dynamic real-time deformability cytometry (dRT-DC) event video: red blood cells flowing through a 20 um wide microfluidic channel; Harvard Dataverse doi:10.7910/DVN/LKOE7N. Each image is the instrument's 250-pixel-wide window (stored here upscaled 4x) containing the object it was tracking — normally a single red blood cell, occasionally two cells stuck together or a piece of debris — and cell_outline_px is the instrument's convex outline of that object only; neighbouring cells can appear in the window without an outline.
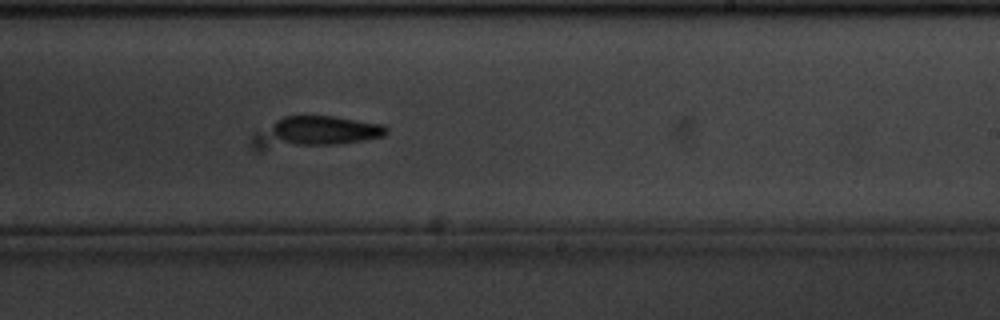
{"species": "common noctule bat (a hibernating species)", "species_latin": "Nyctalus noctula", "temperature_condition": "cold", "stored_images_in_passage": 10, "camera_frame_rate_fps": 3000, "um_per_image_px": 0.085, "animal": {"sex": "male", "body_mass_g": 20.1, "forearm_length_mm": 53.5}, "frame": {"image": 1, "passage_image": 10, "time_ms": 3.0, "image_size_px": [1000, 320], "cell_outline_px": [[388, 132], [384, 136], [364, 140], [336, 144], [260, 152], [256, 152], [248, 144], [248, 136], [252, 132], [284, 116], [332, 116], [384, 124], [388, 128]], "centroid_in_image_um": [26.56, 11.27], "position_along_channel_um": 262.4, "area_um2": 25.26}}